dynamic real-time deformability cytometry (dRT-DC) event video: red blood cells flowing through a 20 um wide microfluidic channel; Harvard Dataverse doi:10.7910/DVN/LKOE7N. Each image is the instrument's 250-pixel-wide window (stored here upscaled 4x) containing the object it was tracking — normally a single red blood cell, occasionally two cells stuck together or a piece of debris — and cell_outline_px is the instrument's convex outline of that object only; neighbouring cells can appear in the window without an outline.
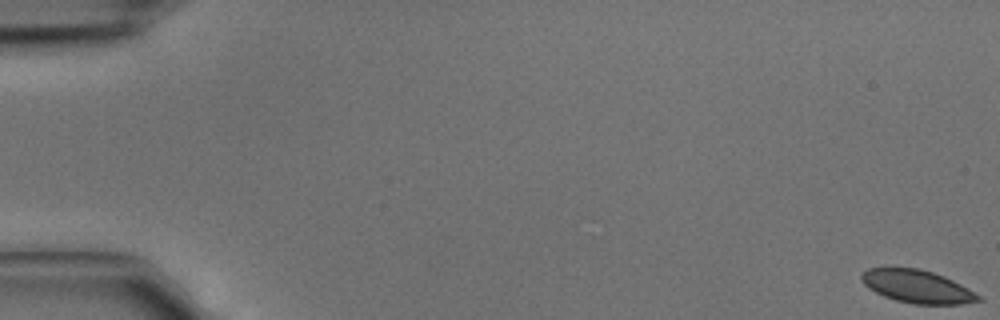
{"species": "common noctule bat (a hibernating species)", "species_latin": "Nyctalus noctula", "temperature_condition": "cold", "stored_images_in_passage": 6, "camera_frame_rate_fps": 3000, "um_per_image_px": 0.085, "animal": {"sex": "male", "body_mass_g": 15.6}, "frame": {"image": 1, "passage_image": 1, "time_ms": 0.0, "image_size_px": [1000, 320], "cell_outline_px": [[984, 300], [960, 304], [912, 304], [896, 300], [884, 296], [868, 288], [860, 280], [860, 276], [868, 268], [920, 268], [944, 276], [968, 288], [980, 296]], "centroid_in_image_um": [77.96, 24.36], "position_along_channel_um": 7.0, "area_um2": 22.31}}